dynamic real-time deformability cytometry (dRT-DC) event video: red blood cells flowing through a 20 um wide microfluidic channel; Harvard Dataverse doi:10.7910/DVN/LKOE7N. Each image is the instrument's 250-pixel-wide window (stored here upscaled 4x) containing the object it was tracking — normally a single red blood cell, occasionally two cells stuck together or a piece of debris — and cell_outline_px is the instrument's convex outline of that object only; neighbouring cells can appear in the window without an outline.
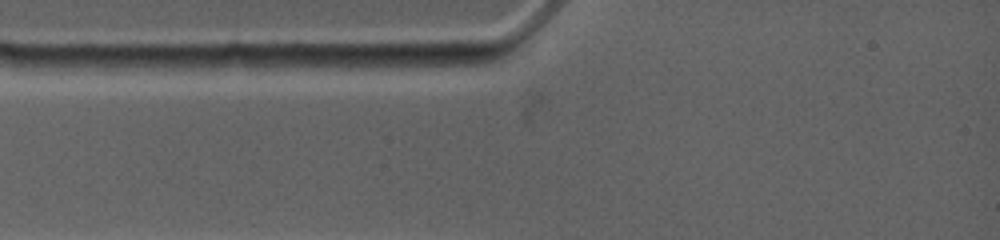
{"species": "common noctule bat (a hibernating species)", "species_latin": "Nyctalus noctula", "temperature_condition": "warm", "stored_images_in_passage": 5, "camera_frame_rate_fps": 4500, "um_per_image_px": 0.085, "animal": {"sex": "female", "body_mass_g": 19.0, "forearm_length_mm": 53.3}, "frame": {"image": 1, "passage_image": 1, "time_ms": 0.0, "image_size_px": [1000, 240], "cell_outline_px": [[396, 64], [348, 68], [284, 72], [264, 72], [264, 68], [268, 64], [304, 56], [380, 56]], "centroid_in_image_um": [27.67, 5.38], "position_along_channel_um": 57.3, "area_um2": 10.46}}